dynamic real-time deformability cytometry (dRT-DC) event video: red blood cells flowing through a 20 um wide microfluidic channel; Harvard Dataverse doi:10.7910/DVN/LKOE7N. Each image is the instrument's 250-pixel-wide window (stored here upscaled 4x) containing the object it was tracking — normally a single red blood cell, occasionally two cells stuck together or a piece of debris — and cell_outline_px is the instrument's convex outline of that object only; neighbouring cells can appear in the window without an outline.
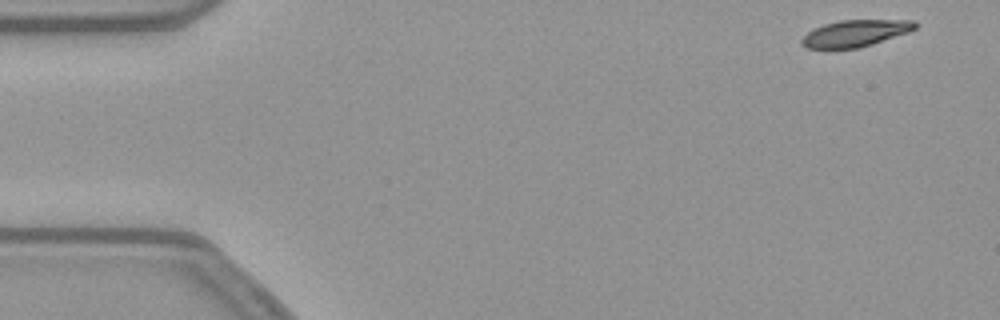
{"species": "common noctule bat (a hibernating species)", "species_latin": "Nyctalus noctula", "temperature_condition": "warm", "stored_images_in_passage": 52, "camera_frame_rate_fps": 3000, "um_per_image_px": 0.085, "animal": {"sex": "female", "body_mass_g": 21.9}, "frame": {"image": 1, "passage_image": 1, "time_ms": 0.0, "image_size_px": [1000, 320], "cell_outline_px": [[920, 24], [916, 28], [908, 32], [860, 48], [808, 48], [800, 44], [800, 40], [812, 28], [824, 24], [840, 20], [916, 20]], "centroid_in_image_um": [72.71, 2.82], "position_along_channel_um": 12.3, "area_um2": 17.69}}
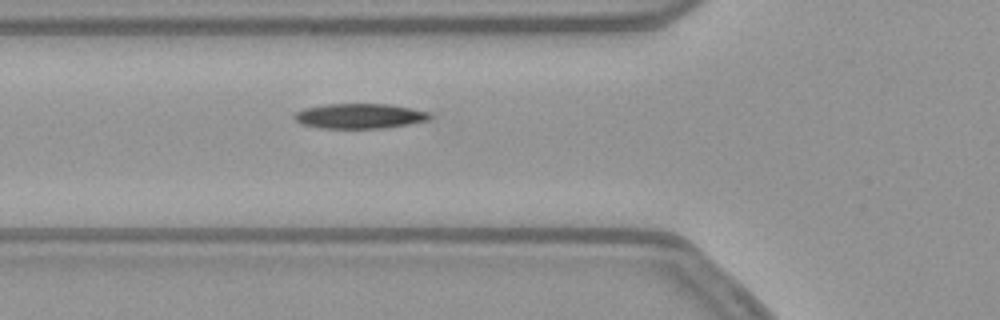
{"frame": {"image": 2, "passage_image": 17, "time_ms": 5.333, "image_size_px": [1000, 320], "cell_outline_px": [[432, 116], [428, 120], [408, 124], [384, 128], [320, 128], [300, 124], [292, 116], [296, 112], [304, 108], [328, 104], [388, 104], [432, 112]], "centroid_in_image_um": [30.57, 9.86], "position_along_channel_um": 95.2, "area_um2": 19.77}}
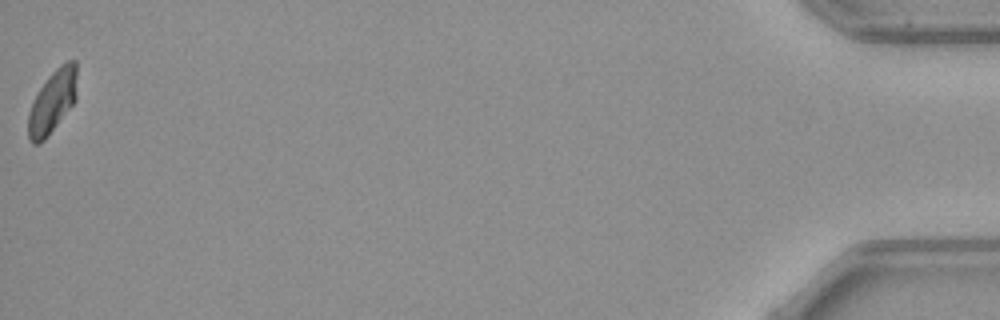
{"frame": {"image": 3, "passage_image": 52, "time_ms": 17.0, "image_size_px": [1000, 320], "cell_outline_px": [[76, 100], [44, 140], [36, 144], [32, 144], [28, 140], [28, 112], [40, 88], [48, 76], [60, 64], [68, 60], [76, 60]], "centroid_in_image_um": [4.45, 8.63], "position_along_channel_um": 430.7, "area_um2": 17.69}, "authors_computed_cell_mechanics": {"area_um2": 19.1896, "velocity_mm_per_s": 3.7947, "shape_relaxation_time_tau1_ms": 4.533, "shape_relaxation_time_tau2_ms": null, "deformation_change_tau1": 0.1371, "deformation_change_tau2": null}}